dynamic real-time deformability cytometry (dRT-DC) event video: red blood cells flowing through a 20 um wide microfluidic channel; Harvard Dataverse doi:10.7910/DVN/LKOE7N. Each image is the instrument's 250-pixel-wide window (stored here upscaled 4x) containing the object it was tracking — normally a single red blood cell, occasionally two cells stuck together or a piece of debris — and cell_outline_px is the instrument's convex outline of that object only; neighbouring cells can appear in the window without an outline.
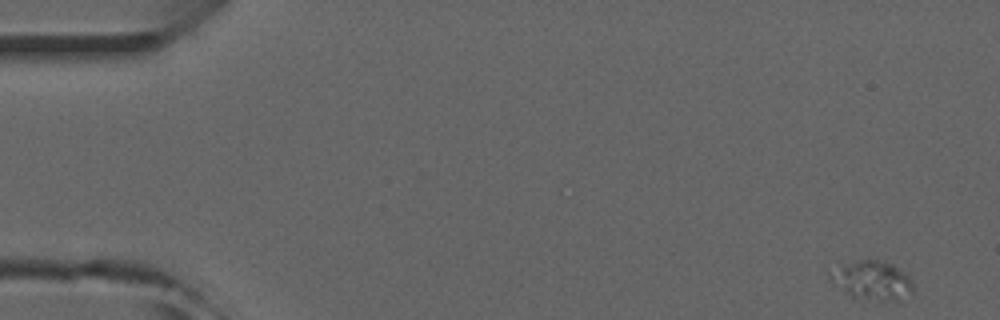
{"species": "common noctule bat (a hibernating species)", "species_latin": "Nyctalus noctula", "temperature_condition": "room temperature", "stored_images_in_passage": 5, "camera_frame_rate_fps": 3000, "um_per_image_px": 0.085, "animal": {"sex": "male", "forearm_length_mm": 52.5}, "frame": {"image": 1, "passage_image": 1, "time_ms": 0.0, "image_size_px": [1000, 320], "cell_outline_px": [[912, 292], [900, 300], [884, 300], [852, 296], [828, 280], [828, 272], [840, 264], [856, 260], [876, 260], [892, 264], [904, 272], [908, 276], [912, 284]], "centroid_in_image_um": [74.08, 23.8], "position_along_channel_um": 10.9, "area_um2": 18.55}}
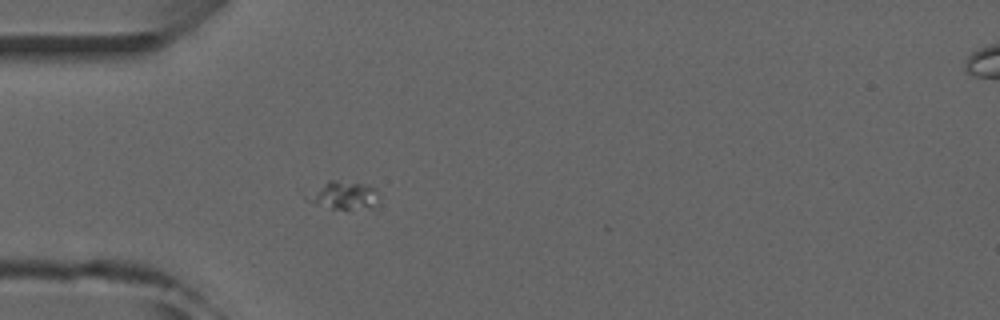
{"frame": {"image": 2, "passage_image": 4, "time_ms": 4.333, "image_size_px": [1000, 320], "cell_outline_px": [[380, 192], [376, 212], [348, 212], [316, 204], [304, 200], [300, 192], [328, 180], [336, 180], [360, 184], [376, 188]], "centroid_in_image_um": [29.2, 16.68], "position_along_channel_um": 55.8, "area_um2": 13.41}}